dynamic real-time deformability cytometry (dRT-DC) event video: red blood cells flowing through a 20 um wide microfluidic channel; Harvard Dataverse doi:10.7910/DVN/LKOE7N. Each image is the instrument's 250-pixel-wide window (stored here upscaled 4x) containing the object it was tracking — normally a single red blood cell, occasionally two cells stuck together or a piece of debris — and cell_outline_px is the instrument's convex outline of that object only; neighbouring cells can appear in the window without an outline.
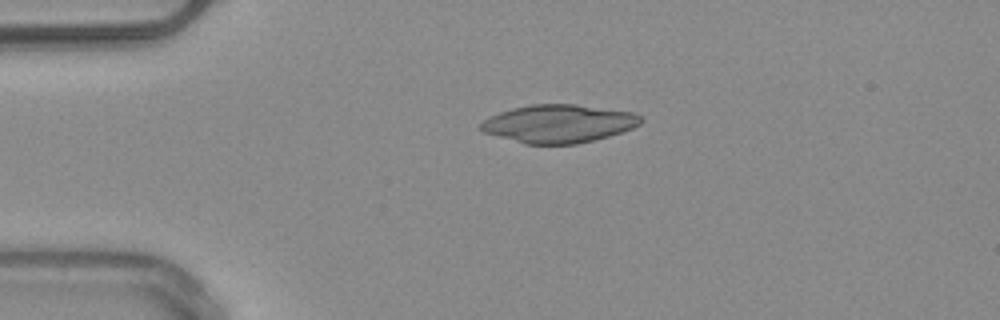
{"species": "common noctule bat (a hibernating species)", "species_latin": "Nyctalus noctula", "temperature_condition": "warm", "stored_images_in_passage": 41, "camera_frame_rate_fps": 3000, "um_per_image_px": 0.085, "animal": {"sex": "male", "body_mass_g": 20.4}, "frame": {"image": 1, "passage_image": 2, "time_ms": 0.333, "image_size_px": [1000, 320], "cell_outline_px": [[644, 120], [640, 124], [632, 128], [608, 136], [576, 144], [524, 144], [484, 132], [480, 128], [480, 124], [488, 116], [512, 108], [532, 104], [576, 104], [632, 112], [640, 116]], "centroid_in_image_um": [47.47, 10.5], "position_along_channel_um": 37.5, "area_um2": 35.37}}